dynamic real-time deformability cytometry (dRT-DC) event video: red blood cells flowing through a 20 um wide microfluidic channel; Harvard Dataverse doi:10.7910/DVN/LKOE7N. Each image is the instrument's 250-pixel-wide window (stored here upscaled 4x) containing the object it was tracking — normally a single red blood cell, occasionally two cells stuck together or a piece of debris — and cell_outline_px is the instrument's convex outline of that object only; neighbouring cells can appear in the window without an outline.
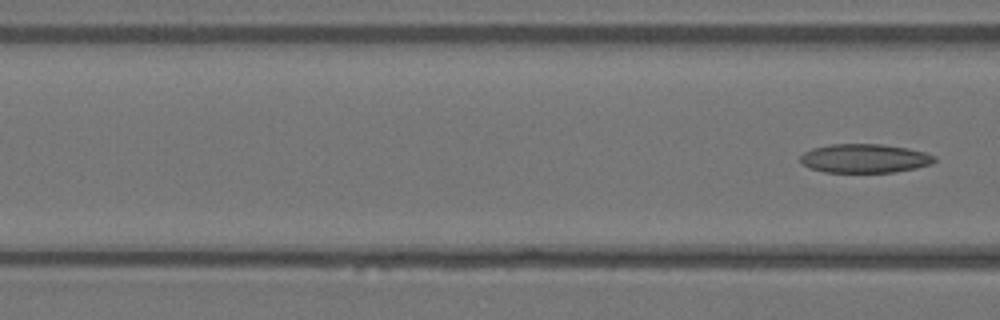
{"species": "Egyptian fruit bat (a non-hibernating species)", "species_latin": "Rousettus aegyptiacus", "temperature_condition": "warm", "stored_images_in_passage": 16, "camera_frame_rate_fps": 3000, "um_per_image_px": 0.085, "animal": {"sex": "female"}, "frame": {"image": 1, "passage_image": 16, "time_ms": 5.0, "image_size_px": [1000, 320], "cell_outline_px": [[936, 160], [932, 164], [916, 168], [896, 172], [824, 172], [812, 168], [804, 164], [800, 160], [800, 156], [804, 152], [812, 148], [832, 144], [880, 144], [908, 148], [924, 152], [936, 156]], "centroid_in_image_um": [73.53, 13.46], "position_along_channel_um": 93.1, "area_um2": 22.54}}